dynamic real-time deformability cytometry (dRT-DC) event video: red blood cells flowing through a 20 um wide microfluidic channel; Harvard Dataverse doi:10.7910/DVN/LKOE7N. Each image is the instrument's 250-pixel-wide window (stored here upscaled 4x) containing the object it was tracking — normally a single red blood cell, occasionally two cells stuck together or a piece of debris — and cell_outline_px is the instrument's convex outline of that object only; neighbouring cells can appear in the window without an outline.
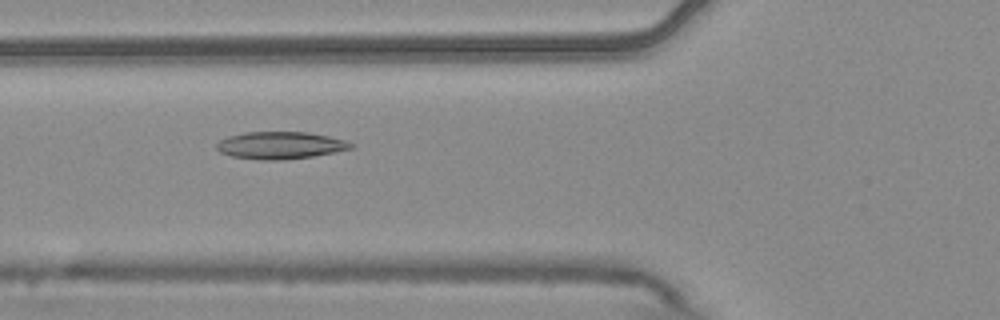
{"species": "common noctule bat (a hibernating species)", "species_latin": "Nyctalus noctula", "temperature_condition": "warm", "stored_images_in_passage": 6, "camera_frame_rate_fps": 3000, "um_per_image_px": 0.085, "animal": {"sex": "male", "body_mass_g": 20.4}, "frame": {"image": 1, "passage_image": 5, "time_ms": 1.333, "image_size_px": [1000, 320], "cell_outline_px": [[356, 148], [312, 156], [280, 160], [260, 160], [232, 156], [220, 152], [216, 148], [216, 144], [220, 140], [228, 136], [244, 132], [308, 132], [328, 136], [344, 140], [356, 144]], "centroid_in_image_um": [23.85, 12.35], "position_along_channel_um": 102.0, "area_um2": 21.39}}
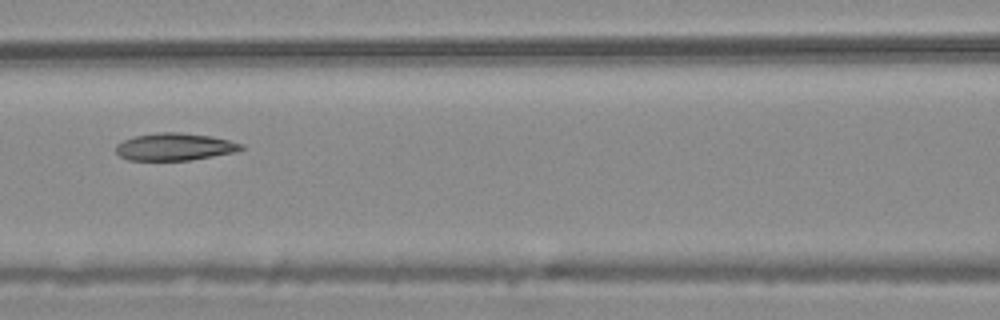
{"frame": {"image": 2, "passage_image": 6, "time_ms": 1.667, "image_size_px": [1000, 320], "cell_outline_px": [[244, 148], [236, 152], [188, 160], [128, 160], [120, 156], [116, 152], [116, 144], [132, 136], [156, 132], [180, 132], [212, 136], [244, 144]], "centroid_in_image_um": [14.84, 12.46], "position_along_channel_um": 151.8, "area_um2": 20.06}}